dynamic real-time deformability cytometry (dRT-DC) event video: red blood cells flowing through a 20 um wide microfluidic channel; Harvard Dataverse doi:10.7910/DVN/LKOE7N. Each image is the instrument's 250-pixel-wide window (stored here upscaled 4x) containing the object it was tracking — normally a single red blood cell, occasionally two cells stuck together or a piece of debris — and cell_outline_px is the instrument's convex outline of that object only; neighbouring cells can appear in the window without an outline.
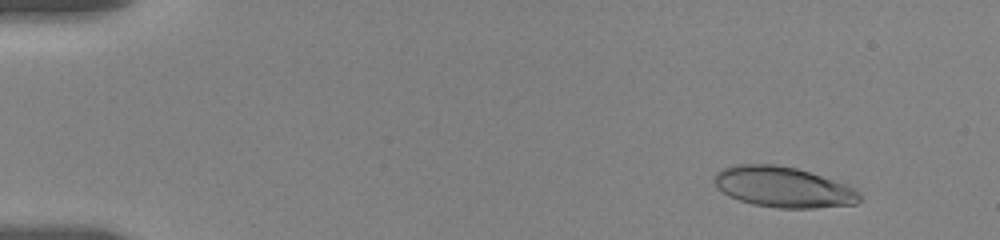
{"species": "human", "species_latin": "Homo sapiens", "temperature_condition": "room temperature", "stored_images_in_passage": 56, "camera_frame_rate_fps": 3000, "um_per_image_px": 0.085, "donor": {"sex": "female"}, "frame": {"image": 1, "passage_image": 6, "time_ms": 1.667, "image_size_px": [1000, 240], "cell_outline_px": [[860, 200], [856, 204], [816, 208], [780, 208], [752, 204], [728, 196], [716, 188], [712, 180], [716, 172], [720, 168], [736, 164], [776, 164], [796, 168], [848, 184], [856, 188], [860, 192]], "centroid_in_image_um": [66.55, 15.89], "position_along_channel_um": 18.4, "area_um2": 34.85}}
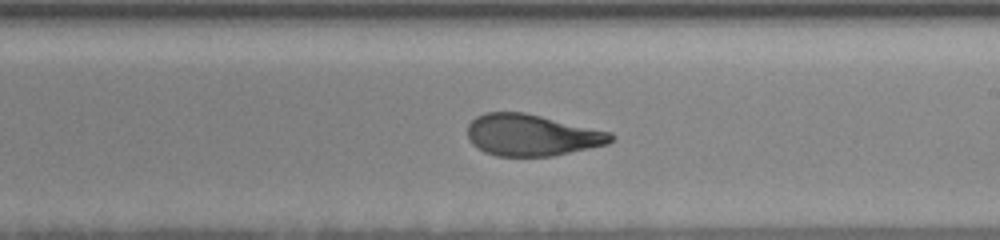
{"frame": {"image": 2, "passage_image": 34, "time_ms": 11.0, "image_size_px": [1000, 240], "cell_outline_px": [[616, 136], [608, 144], [552, 156], [496, 156], [484, 152], [472, 144], [468, 140], [468, 124], [476, 116], [484, 112], [524, 112], [612, 132]], "centroid_in_image_um": [45.19, 11.48], "position_along_channel_um": 243.8, "area_um2": 34.85}}
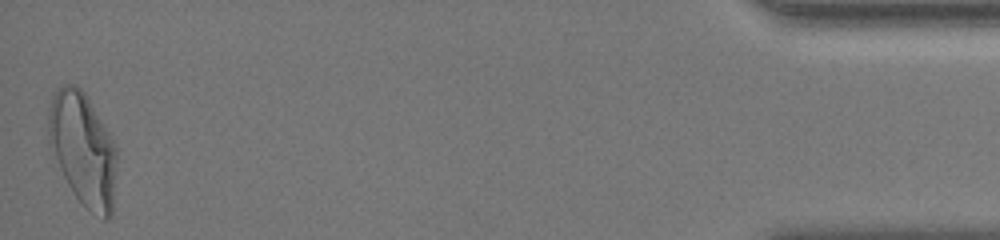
{"frame": {"image": 3, "passage_image": 56, "time_ms": 18.333, "image_size_px": [1000, 240], "cell_outline_px": [[116, 160], [112, 216], [108, 220], [104, 220], [84, 208], [68, 184], [48, 144], [48, 108], [52, 92], [56, 88], [64, 84], [76, 84], [84, 92], [112, 136], [116, 148]], "centroid_in_image_um": [7.04, 12.66], "position_along_channel_um": 428.2, "area_um2": 45.37}, "authors_computed_cell_mechanics": {"area_um2": 35.7782, "velocity_mm_per_s": 3.6137, "shape_relaxation_time_tau1_ms": 5.4775, "shape_relaxation_time_tau2_ms": 1.139, "deformation_change_tau1": 0.2117, "deformation_change_tau2": 0.0854}}